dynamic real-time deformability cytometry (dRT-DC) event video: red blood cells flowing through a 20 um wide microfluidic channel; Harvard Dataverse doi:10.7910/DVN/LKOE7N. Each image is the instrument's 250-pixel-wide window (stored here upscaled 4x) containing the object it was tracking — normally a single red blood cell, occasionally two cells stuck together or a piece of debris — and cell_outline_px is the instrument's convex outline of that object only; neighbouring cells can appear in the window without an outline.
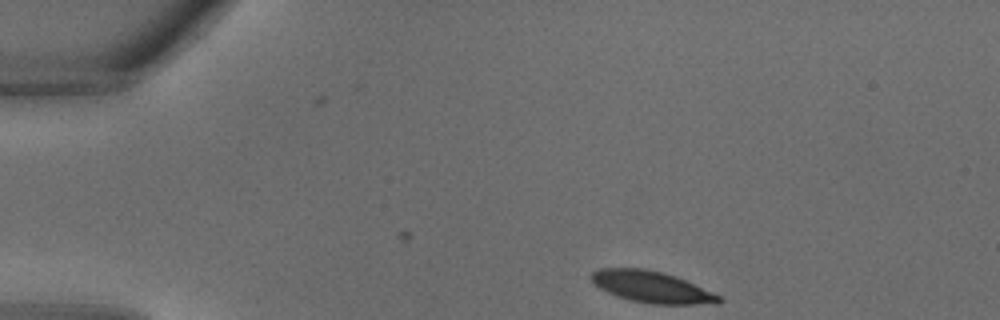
{"species": "common noctule bat (a hibernating species)", "species_latin": "Nyctalus noctula", "temperature_condition": "warm", "stored_images_in_passage": 26, "camera_frame_rate_fps": 3000, "um_per_image_px": 0.085, "animal": {"sex": "male", "body_mass_g": 18.8}, "frame": {"image": 1, "passage_image": 1, "time_ms": 0.0, "image_size_px": [1000, 320], "cell_outline_px": [[724, 300], [720, 304], [652, 304], [628, 300], [608, 292], [600, 288], [588, 276], [592, 272], [600, 268], [644, 268], [676, 276], [720, 296]], "centroid_in_image_um": [55.39, 24.39], "position_along_channel_um": 29.6, "area_um2": 23.29}}
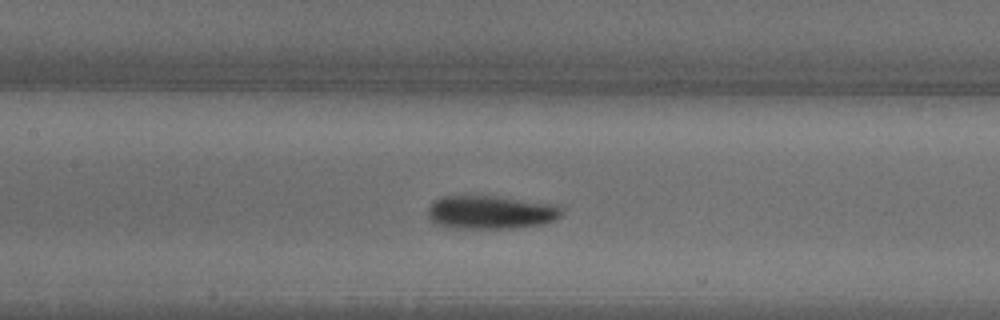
{"frame": {"image": 2, "passage_image": 11, "time_ms": 3.333, "image_size_px": [1000, 320], "cell_outline_px": [[564, 212], [556, 220], [544, 224], [516, 228], [448, 228], [436, 224], [428, 216], [428, 208], [432, 200], [440, 196], [496, 196], [560, 204], [564, 208]], "centroid_in_image_um": [41.76, 18.04], "position_along_channel_um": 165.6, "area_um2": 26.7}}
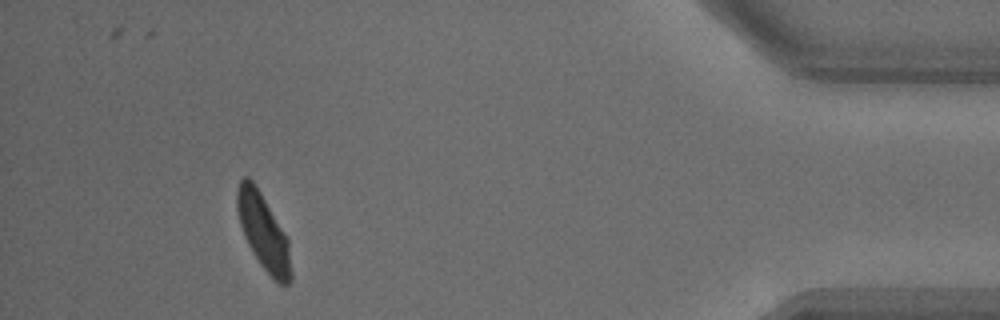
{"frame": {"image": 3, "passage_image": 26, "time_ms": 8.333, "image_size_px": [1000, 320], "cell_outline_px": [[292, 280], [288, 284], [280, 284], [260, 264], [252, 252], [244, 236], [240, 224], [236, 208], [236, 192], [240, 180], [244, 176], [248, 176], [252, 180], [260, 192], [288, 236], [292, 272]], "centroid_in_image_um": [22.4, 19.7], "position_along_channel_um": 412.8, "area_um2": 23.93}}